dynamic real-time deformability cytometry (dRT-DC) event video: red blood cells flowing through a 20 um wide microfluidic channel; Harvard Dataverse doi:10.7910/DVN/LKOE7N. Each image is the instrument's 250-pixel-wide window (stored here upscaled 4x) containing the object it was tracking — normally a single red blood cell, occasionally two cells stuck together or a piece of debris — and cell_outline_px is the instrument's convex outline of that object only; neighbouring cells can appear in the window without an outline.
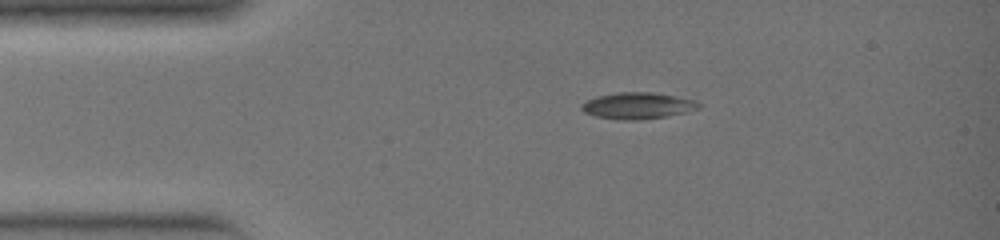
{"species": "common noctule bat (a hibernating species)", "species_latin": "Nyctalus noctula", "temperature_condition": "warm", "stored_images_in_passage": 29, "camera_frame_rate_fps": 3000, "um_per_image_px": 0.085, "animal": {"sex": "female", "body_mass_g": 19.0, "forearm_length_mm": 51.5}, "frame": {"image": 1, "passage_image": 1, "time_ms": 0.0, "image_size_px": [1000, 240], "cell_outline_px": [[700, 108], [688, 112], [640, 120], [624, 120], [596, 116], [584, 112], [580, 108], [580, 104], [596, 96], [620, 92], [652, 92], [696, 100], [700, 104]], "centroid_in_image_um": [54.2, 8.98], "position_along_channel_um": 30.8, "area_um2": 17.98}}
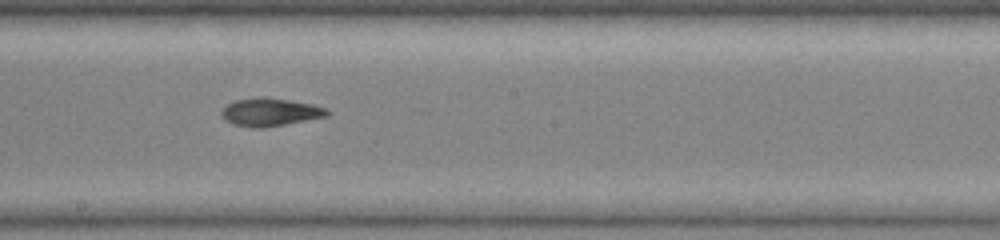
{"frame": {"image": 2, "passage_image": 14, "time_ms": 4.333, "image_size_px": [1000, 240], "cell_outline_px": [[332, 112], [328, 116], [264, 128], [252, 128], [232, 124], [224, 120], [220, 116], [220, 112], [228, 104], [236, 100], [288, 100], [312, 104], [328, 108]], "centroid_in_image_um": [23.0, 9.59], "position_along_channel_um": 225.2, "area_um2": 16.65}}
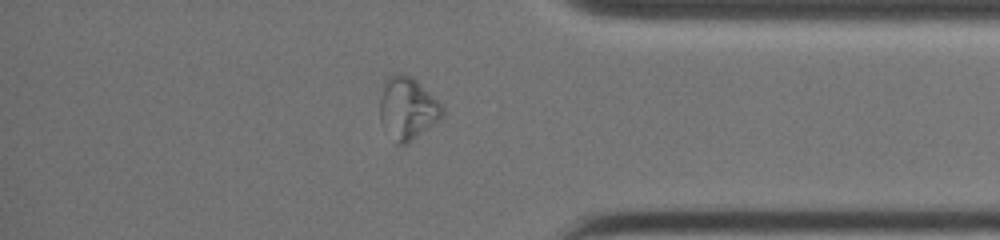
{"frame": {"image": 3, "passage_image": 24, "time_ms": 7.667, "image_size_px": [1000, 240], "cell_outline_px": [[444, 116], [440, 120], [408, 144], [396, 144], [380, 120], [380, 100], [384, 80], [392, 72], [400, 72], [412, 76], [444, 108]], "centroid_in_image_um": [34.63, 9.19], "position_along_channel_um": 400.6, "area_um2": 22.83}}